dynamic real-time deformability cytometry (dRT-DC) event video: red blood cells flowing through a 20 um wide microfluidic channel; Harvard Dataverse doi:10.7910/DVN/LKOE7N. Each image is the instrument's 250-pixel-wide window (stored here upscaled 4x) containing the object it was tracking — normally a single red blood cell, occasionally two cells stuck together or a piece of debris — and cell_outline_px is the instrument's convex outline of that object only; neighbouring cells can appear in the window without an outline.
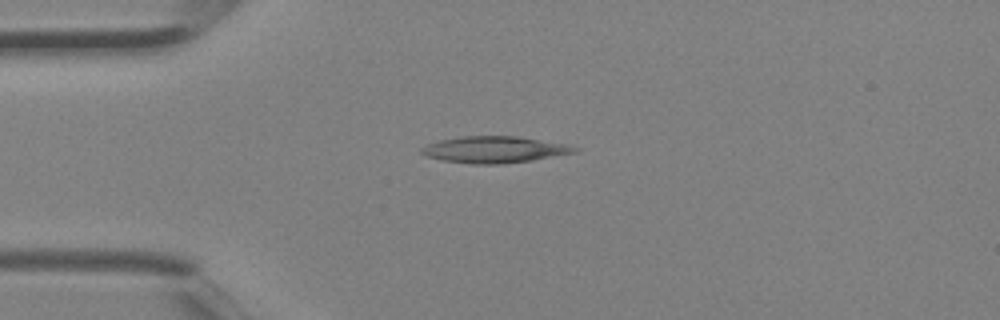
{"species": "Egyptian fruit bat (a non-hibernating species)", "species_latin": "Rousettus aegyptiacus", "temperature_condition": "room temperature", "stored_images_in_passage": 3, "camera_frame_rate_fps": 3000, "um_per_image_px": 0.085, "animal": {"sex": "female"}, "frame": {"image": 1, "passage_image": 3, "time_ms": 0.667, "image_size_px": [1000, 320], "cell_outline_px": [[580, 148], [576, 152], [532, 160], [500, 164], [472, 164], [444, 160], [428, 156], [420, 152], [420, 148], [428, 144], [440, 140], [460, 136], [516, 136], [568, 144]], "centroid_in_image_um": [42.04, 12.71], "position_along_channel_um": 43.0, "area_um2": 23.52}}